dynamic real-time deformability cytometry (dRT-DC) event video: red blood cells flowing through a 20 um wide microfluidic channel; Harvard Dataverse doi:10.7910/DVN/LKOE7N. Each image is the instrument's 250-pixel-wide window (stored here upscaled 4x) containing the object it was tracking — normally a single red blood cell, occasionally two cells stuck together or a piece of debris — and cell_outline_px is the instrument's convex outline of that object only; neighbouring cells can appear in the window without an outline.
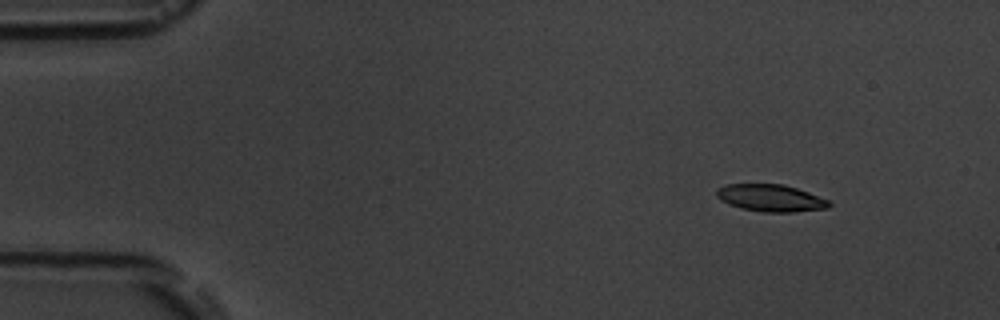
{"species": "common noctule bat (a hibernating species)", "species_latin": "Nyctalus noctula", "temperature_condition": "room temperature", "stored_images_in_passage": 5, "camera_frame_rate_fps": 3000, "um_per_image_px": 0.085, "animal": {"sex": "male", "body_mass_g": 19.5, "forearm_length_mm": 54.6}, "frame": {"image": 1, "passage_image": 1, "time_ms": 0.0, "image_size_px": [1000, 320], "cell_outline_px": [[832, 204], [828, 208], [796, 212], [764, 212], [740, 208], [728, 204], [720, 200], [716, 196], [716, 188], [724, 184], [784, 184], [808, 192], [828, 200]], "centroid_in_image_um": [65.47, 16.83], "position_along_channel_um": 19.5, "area_um2": 17.92}}
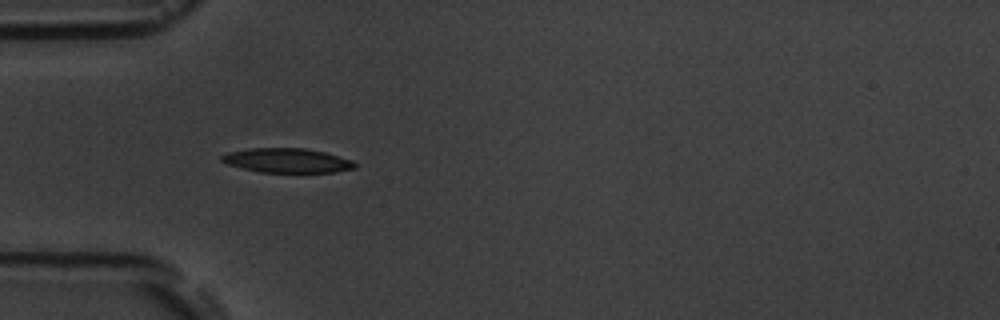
{"frame": {"image": 2, "passage_image": 4, "time_ms": 3.667, "image_size_px": [1000, 320], "cell_outline_px": [[356, 168], [336, 172], [260, 172], [228, 164], [220, 160], [220, 156], [228, 152], [248, 148], [304, 148], [324, 152], [352, 160], [356, 164]], "centroid_in_image_um": [24.4, 13.64], "position_along_channel_um": 60.6, "area_um2": 18.84}}
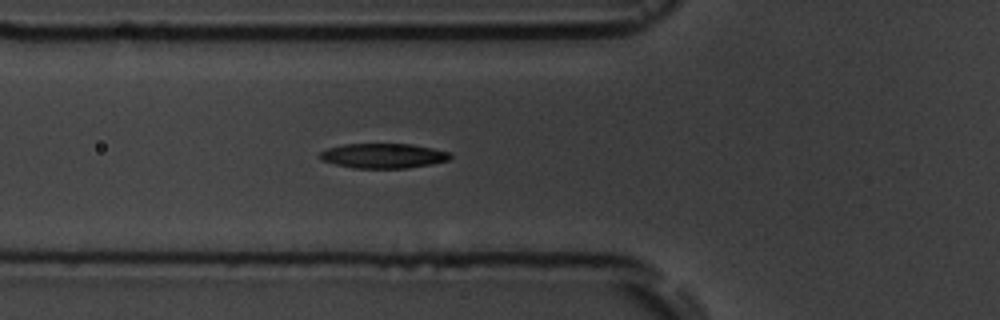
{"frame": {"image": 3, "passage_image": 5, "time_ms": 4.667, "image_size_px": [1000, 320], "cell_outline_px": [[452, 156], [448, 160], [408, 168], [352, 168], [320, 160], [320, 152], [328, 148], [344, 144], [412, 144], [432, 148], [448, 152]], "centroid_in_image_um": [32.55, 13.24], "position_along_channel_um": 93.3, "area_um2": 18.67}}